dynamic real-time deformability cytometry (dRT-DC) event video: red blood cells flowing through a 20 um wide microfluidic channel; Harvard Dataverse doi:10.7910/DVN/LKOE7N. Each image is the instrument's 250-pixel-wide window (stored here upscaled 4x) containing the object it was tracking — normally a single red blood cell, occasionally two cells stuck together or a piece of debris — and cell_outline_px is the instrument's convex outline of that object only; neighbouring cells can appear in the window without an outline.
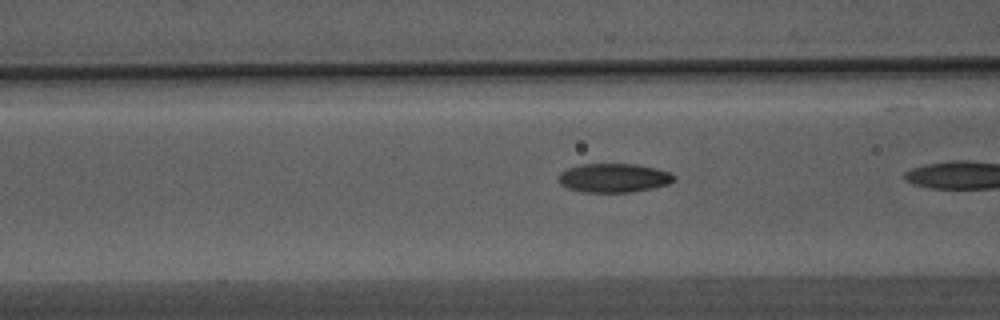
{"species": "Egyptian fruit bat (a non-hibernating species)", "species_latin": "Rousettus aegyptiacus", "temperature_condition": "warm", "stored_images_in_passage": 19, "segment_of_instrument_passage": [2, 2], "camera_frame_rate_fps": 3000, "um_per_image_px": 0.085, "animal": {"sex": "male"}, "frame": {"image": 1, "passage_image": 18, "time_ms": 5.667, "image_size_px": [1000, 320], "cell_outline_px": [[676, 180], [668, 184], [652, 188], [632, 192], [584, 192], [568, 188], [560, 184], [556, 176], [560, 172], [568, 168], [580, 164], [636, 164], [656, 168], [668, 172], [676, 176]], "centroid_in_image_um": [52.15, 15.12], "position_along_channel_um": 114.4, "area_um2": 19.59}}